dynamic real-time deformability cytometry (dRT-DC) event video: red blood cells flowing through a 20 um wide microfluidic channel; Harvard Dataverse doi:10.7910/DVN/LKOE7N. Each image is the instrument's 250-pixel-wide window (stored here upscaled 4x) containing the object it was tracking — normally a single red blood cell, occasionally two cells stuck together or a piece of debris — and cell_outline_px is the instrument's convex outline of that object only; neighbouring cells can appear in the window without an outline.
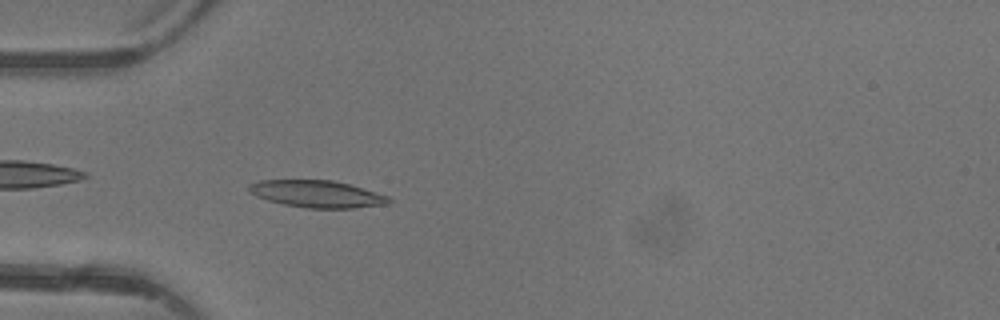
{"species": "common noctule bat (a hibernating species)", "species_latin": "Nyctalus noctula", "temperature_condition": "warm", "stored_images_in_passage": 5, "camera_frame_rate_fps": 3000, "um_per_image_px": 0.085, "animal": {"sex": "female"}, "frame": {"image": 1, "passage_image": 5, "time_ms": 4.667, "image_size_px": [1000, 320], "cell_outline_px": [[392, 200], [388, 204], [352, 208], [308, 208], [284, 204], [268, 200], [256, 196], [248, 192], [248, 184], [260, 180], [332, 180], [348, 184], [388, 196]], "centroid_in_image_um": [26.91, 16.48], "position_along_channel_um": 58.1, "area_um2": 21.91}}